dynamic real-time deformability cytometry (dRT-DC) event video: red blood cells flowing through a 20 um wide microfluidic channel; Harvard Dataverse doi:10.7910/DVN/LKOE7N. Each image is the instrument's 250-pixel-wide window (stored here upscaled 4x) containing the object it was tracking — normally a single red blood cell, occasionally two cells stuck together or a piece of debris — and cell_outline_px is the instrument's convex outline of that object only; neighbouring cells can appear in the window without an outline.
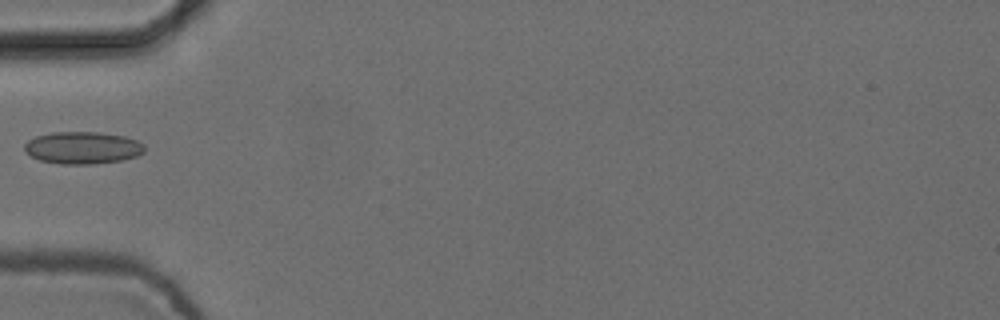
{"species": "common noctule bat (a hibernating species)", "species_latin": "Nyctalus noctula", "temperature_condition": "cold", "stored_images_in_passage": 6, "camera_frame_rate_fps": 3000, "um_per_image_px": 0.085, "animal": {"sex": "female", "body_mass_g": 24.6, "forearm_length_mm": 56.2}, "frame": {"image": 1, "passage_image": 5, "time_ms": 1.333, "image_size_px": [1000, 320], "cell_outline_px": [[144, 152], [136, 156], [120, 160], [92, 164], [60, 164], [40, 160], [24, 152], [24, 144], [28, 140], [36, 136], [52, 132], [100, 132], [124, 136], [136, 140], [144, 144]], "centroid_in_image_um": [7.0, 12.55], "position_along_channel_um": 78.0, "area_um2": 22.54}}
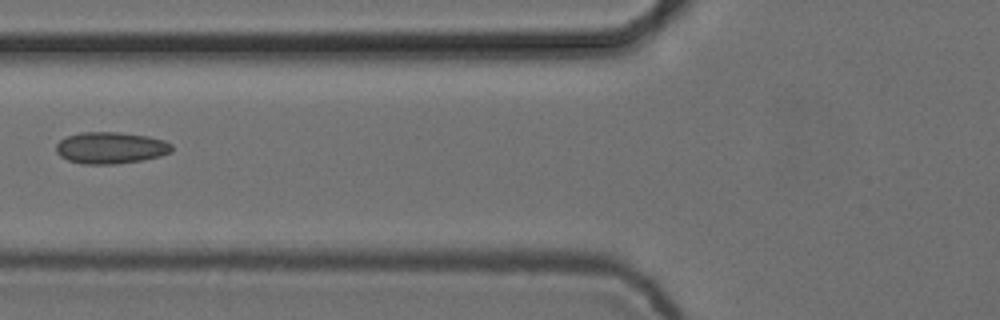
{"frame": {"image": 2, "passage_image": 6, "time_ms": 1.667, "image_size_px": [1000, 320], "cell_outline_px": [[172, 152], [160, 156], [140, 160], [112, 164], [80, 164], [68, 160], [60, 156], [56, 152], [56, 144], [60, 140], [68, 136], [80, 132], [120, 132], [148, 136], [164, 140], [172, 144]], "centroid_in_image_um": [9.4, 12.56], "position_along_channel_um": 116.4, "area_um2": 21.39}}